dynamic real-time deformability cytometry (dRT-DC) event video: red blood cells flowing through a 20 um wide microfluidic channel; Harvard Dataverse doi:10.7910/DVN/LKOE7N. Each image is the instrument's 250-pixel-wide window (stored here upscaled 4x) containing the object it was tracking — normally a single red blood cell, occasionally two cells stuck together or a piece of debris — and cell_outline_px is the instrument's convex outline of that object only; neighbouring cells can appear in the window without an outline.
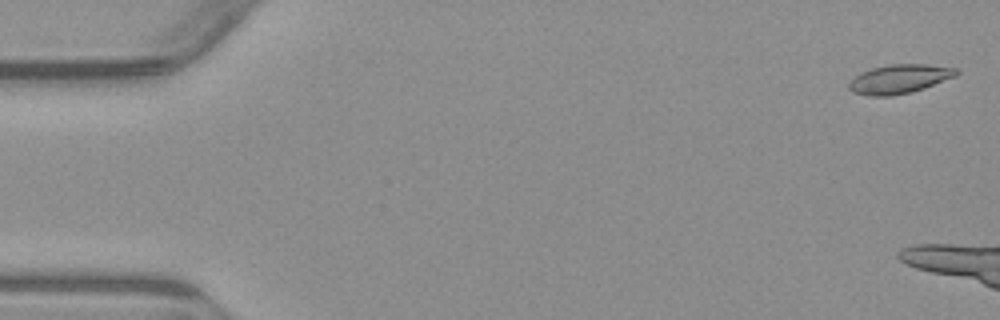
{"species": "common noctule bat (a hibernating species)", "species_latin": "Nyctalus noctula", "temperature_condition": "warm", "stored_images_in_passage": 3, "camera_frame_rate_fps": 3000, "um_per_image_px": 0.085, "animal": {"sex": "male", "body_mass_g": 23.1, "forearm_length_mm": 52.7}, "frame": {"image": 1, "passage_image": 1, "time_ms": 0.0, "image_size_px": [1000, 320], "cell_outline_px": [[960, 72], [956, 76], [924, 88], [912, 92], [892, 96], [868, 96], [852, 92], [848, 88], [848, 84], [860, 72], [872, 68], [888, 64], [928, 64], [956, 68]], "centroid_in_image_um": [76.45, 6.71], "position_along_channel_um": 8.6, "area_um2": 18.26}}